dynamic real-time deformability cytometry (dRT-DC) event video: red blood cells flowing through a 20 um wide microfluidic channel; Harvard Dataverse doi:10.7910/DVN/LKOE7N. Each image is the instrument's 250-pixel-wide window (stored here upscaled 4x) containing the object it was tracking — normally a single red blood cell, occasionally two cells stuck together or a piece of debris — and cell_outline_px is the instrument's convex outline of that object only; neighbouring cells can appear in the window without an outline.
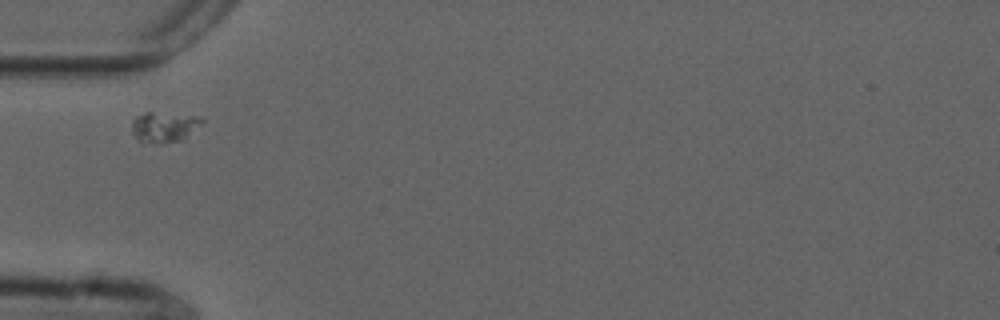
{"species": "common noctule bat (a hibernating species)", "species_latin": "Nyctalus noctula", "temperature_condition": "cold", "stored_images_in_passage": 34, "camera_frame_rate_fps": 3000, "um_per_image_px": 0.085, "animal": {"sex": "male", "forearm_length_mm": 52.5}, "frame": {"image": 1, "passage_image": 1, "time_ms": 0.0, "image_size_px": [1000, 320], "cell_outline_px": [[204, 124], [184, 140], [160, 144], [140, 140], [132, 132], [132, 120], [136, 116], [144, 112], [152, 112], [200, 116], [204, 120]], "centroid_in_image_um": [14.02, 10.78], "position_along_channel_um": 71.0, "area_um2": 12.66}}
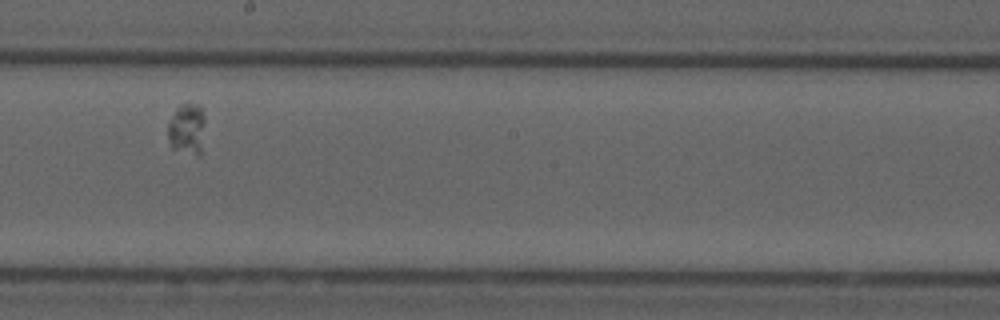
{"frame": {"image": 2, "passage_image": 15, "time_ms": 4.667, "image_size_px": [1000, 320], "cell_outline_px": [[204, 120], [200, 156], [196, 156], [172, 148], [168, 140], [168, 124], [176, 108], [180, 104], [200, 104], [204, 108]], "centroid_in_image_um": [15.89, 10.94], "position_along_channel_um": 232.3, "area_um2": 11.16}}
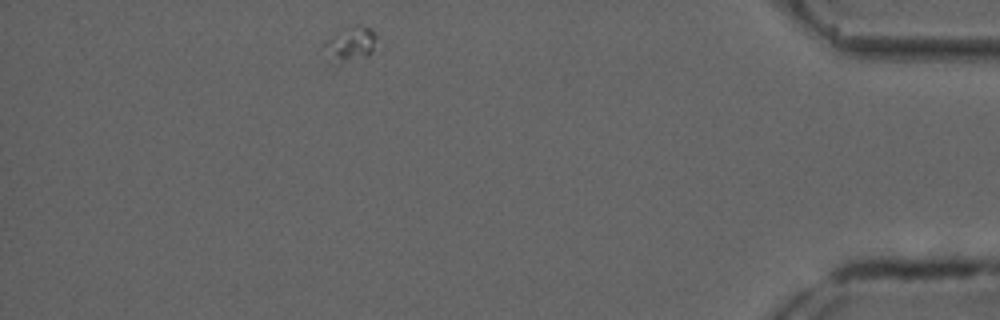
{"frame": {"image": 3, "passage_image": 34, "time_ms": 11.0, "image_size_px": [1000, 320], "cell_outline_px": [[384, 48], [368, 56], [340, 64], [324, 44], [340, 28], [356, 24], [360, 24], [368, 28], [384, 44]], "centroid_in_image_um": [30.04, 3.7], "position_along_channel_um": 405.2, "area_um2": 10.87}}